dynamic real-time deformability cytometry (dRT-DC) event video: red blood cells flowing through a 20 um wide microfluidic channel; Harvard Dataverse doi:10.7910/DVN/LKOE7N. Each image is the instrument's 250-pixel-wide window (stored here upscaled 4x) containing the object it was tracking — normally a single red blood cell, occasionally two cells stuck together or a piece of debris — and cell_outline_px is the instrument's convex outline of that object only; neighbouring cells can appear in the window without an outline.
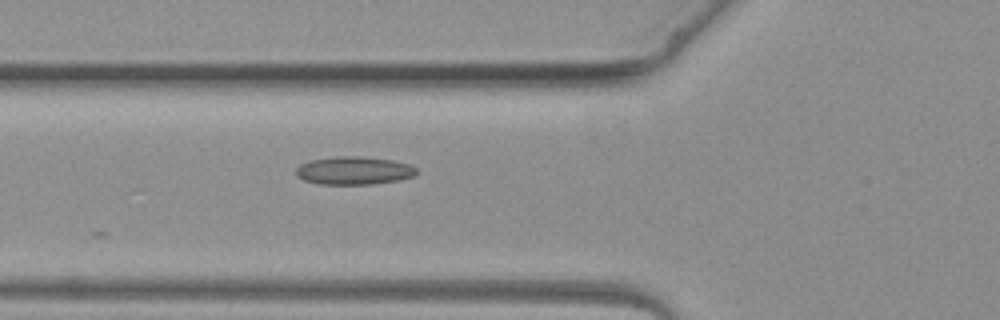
{"species": "common noctule bat (a hibernating species)", "species_latin": "Nyctalus noctula", "temperature_condition": "warm", "stored_images_in_passage": 5, "camera_frame_rate_fps": 3000, "um_per_image_px": 0.085, "animal": {"sex": "female", "body_mass_g": 19.3, "forearm_length_mm": 54.1}, "frame": {"image": 1, "passage_image": 5, "time_ms": 4.667, "image_size_px": [1000, 320], "cell_outline_px": [[416, 176], [400, 180], [372, 184], [320, 184], [304, 180], [296, 176], [296, 168], [300, 164], [308, 160], [336, 156], [364, 156], [392, 160], [412, 164], [416, 168]], "centroid_in_image_um": [30.1, 14.49], "position_along_channel_um": 95.7, "area_um2": 20.0}}